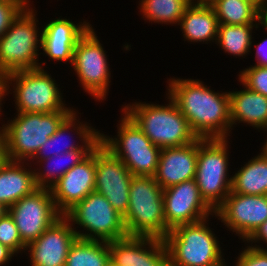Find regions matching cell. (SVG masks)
I'll list each match as a JSON object with an SVG mask.
<instances>
[{
  "instance_id": "6da1fadb",
  "label": "cell",
  "mask_w": 267,
  "mask_h": 266,
  "mask_svg": "<svg viewBox=\"0 0 267 266\" xmlns=\"http://www.w3.org/2000/svg\"><path fill=\"white\" fill-rule=\"evenodd\" d=\"M167 95L198 138H228L232 130L229 92H215L199 79L171 78Z\"/></svg>"
},
{
  "instance_id": "7a4b0ae2",
  "label": "cell",
  "mask_w": 267,
  "mask_h": 266,
  "mask_svg": "<svg viewBox=\"0 0 267 266\" xmlns=\"http://www.w3.org/2000/svg\"><path fill=\"white\" fill-rule=\"evenodd\" d=\"M168 104L146 102L124 104L121 108L160 149L181 147L198 139L176 103L167 95Z\"/></svg>"
},
{
  "instance_id": "3957f363",
  "label": "cell",
  "mask_w": 267,
  "mask_h": 266,
  "mask_svg": "<svg viewBox=\"0 0 267 266\" xmlns=\"http://www.w3.org/2000/svg\"><path fill=\"white\" fill-rule=\"evenodd\" d=\"M31 6L29 3L0 37V75L43 68L39 63L42 30L37 26V11Z\"/></svg>"
},
{
  "instance_id": "277c9868",
  "label": "cell",
  "mask_w": 267,
  "mask_h": 266,
  "mask_svg": "<svg viewBox=\"0 0 267 266\" xmlns=\"http://www.w3.org/2000/svg\"><path fill=\"white\" fill-rule=\"evenodd\" d=\"M124 224L128 236L164 239L170 231L165 222L163 189L154 176H133Z\"/></svg>"
},
{
  "instance_id": "5b68a950",
  "label": "cell",
  "mask_w": 267,
  "mask_h": 266,
  "mask_svg": "<svg viewBox=\"0 0 267 266\" xmlns=\"http://www.w3.org/2000/svg\"><path fill=\"white\" fill-rule=\"evenodd\" d=\"M72 112H17L15 119H9L0 127L7 141L10 161L29 162Z\"/></svg>"
},
{
  "instance_id": "8992f818",
  "label": "cell",
  "mask_w": 267,
  "mask_h": 266,
  "mask_svg": "<svg viewBox=\"0 0 267 266\" xmlns=\"http://www.w3.org/2000/svg\"><path fill=\"white\" fill-rule=\"evenodd\" d=\"M209 219L180 225L168 232L163 240L169 266H207L224 258L220 241L209 227Z\"/></svg>"
},
{
  "instance_id": "52a82bcc",
  "label": "cell",
  "mask_w": 267,
  "mask_h": 266,
  "mask_svg": "<svg viewBox=\"0 0 267 266\" xmlns=\"http://www.w3.org/2000/svg\"><path fill=\"white\" fill-rule=\"evenodd\" d=\"M47 72L44 68L38 67L5 76L7 95L14 90L16 112L48 113L75 110L73 107H66L58 83Z\"/></svg>"
},
{
  "instance_id": "ba28073f",
  "label": "cell",
  "mask_w": 267,
  "mask_h": 266,
  "mask_svg": "<svg viewBox=\"0 0 267 266\" xmlns=\"http://www.w3.org/2000/svg\"><path fill=\"white\" fill-rule=\"evenodd\" d=\"M228 139L199 138L195 181L201 197L214 211L231 192Z\"/></svg>"
},
{
  "instance_id": "9c48e42d",
  "label": "cell",
  "mask_w": 267,
  "mask_h": 266,
  "mask_svg": "<svg viewBox=\"0 0 267 266\" xmlns=\"http://www.w3.org/2000/svg\"><path fill=\"white\" fill-rule=\"evenodd\" d=\"M114 138L100 133V142L108 148L133 176H154L161 149L154 145L137 124L122 111Z\"/></svg>"
},
{
  "instance_id": "30bf717a",
  "label": "cell",
  "mask_w": 267,
  "mask_h": 266,
  "mask_svg": "<svg viewBox=\"0 0 267 266\" xmlns=\"http://www.w3.org/2000/svg\"><path fill=\"white\" fill-rule=\"evenodd\" d=\"M64 216L80 239L110 242L128 236L123 216L97 191L89 193ZM76 224L82 231H77Z\"/></svg>"
},
{
  "instance_id": "8fae6325",
  "label": "cell",
  "mask_w": 267,
  "mask_h": 266,
  "mask_svg": "<svg viewBox=\"0 0 267 266\" xmlns=\"http://www.w3.org/2000/svg\"><path fill=\"white\" fill-rule=\"evenodd\" d=\"M102 45L91 26L77 42L71 65L83 90L99 102L107 99L111 82L110 64Z\"/></svg>"
},
{
  "instance_id": "7c38bea8",
  "label": "cell",
  "mask_w": 267,
  "mask_h": 266,
  "mask_svg": "<svg viewBox=\"0 0 267 266\" xmlns=\"http://www.w3.org/2000/svg\"><path fill=\"white\" fill-rule=\"evenodd\" d=\"M8 213L26 246L62 216L48 188H38L30 195L24 196L8 208Z\"/></svg>"
},
{
  "instance_id": "4fadbf2b",
  "label": "cell",
  "mask_w": 267,
  "mask_h": 266,
  "mask_svg": "<svg viewBox=\"0 0 267 266\" xmlns=\"http://www.w3.org/2000/svg\"><path fill=\"white\" fill-rule=\"evenodd\" d=\"M214 215L229 231L246 242L267 220V195L230 192Z\"/></svg>"
},
{
  "instance_id": "5bb4252c",
  "label": "cell",
  "mask_w": 267,
  "mask_h": 266,
  "mask_svg": "<svg viewBox=\"0 0 267 266\" xmlns=\"http://www.w3.org/2000/svg\"><path fill=\"white\" fill-rule=\"evenodd\" d=\"M95 157V191L103 195L124 217L129 206L130 183L133 175L124 163L101 142L95 147Z\"/></svg>"
},
{
  "instance_id": "9a60e30c",
  "label": "cell",
  "mask_w": 267,
  "mask_h": 266,
  "mask_svg": "<svg viewBox=\"0 0 267 266\" xmlns=\"http://www.w3.org/2000/svg\"><path fill=\"white\" fill-rule=\"evenodd\" d=\"M163 207L169 230L202 221L215 214L201 197L195 179L163 189Z\"/></svg>"
},
{
  "instance_id": "2e32d148",
  "label": "cell",
  "mask_w": 267,
  "mask_h": 266,
  "mask_svg": "<svg viewBox=\"0 0 267 266\" xmlns=\"http://www.w3.org/2000/svg\"><path fill=\"white\" fill-rule=\"evenodd\" d=\"M76 238L70 221L62 215L26 246L31 266H65L69 248Z\"/></svg>"
},
{
  "instance_id": "e0dca14e",
  "label": "cell",
  "mask_w": 267,
  "mask_h": 266,
  "mask_svg": "<svg viewBox=\"0 0 267 266\" xmlns=\"http://www.w3.org/2000/svg\"><path fill=\"white\" fill-rule=\"evenodd\" d=\"M110 259L117 266H169L163 239L126 236L109 242Z\"/></svg>"
},
{
  "instance_id": "ac0fdd59",
  "label": "cell",
  "mask_w": 267,
  "mask_h": 266,
  "mask_svg": "<svg viewBox=\"0 0 267 266\" xmlns=\"http://www.w3.org/2000/svg\"><path fill=\"white\" fill-rule=\"evenodd\" d=\"M95 174L94 148L84 160L73 166L50 188L55 206L62 215L95 191Z\"/></svg>"
},
{
  "instance_id": "d6986e66",
  "label": "cell",
  "mask_w": 267,
  "mask_h": 266,
  "mask_svg": "<svg viewBox=\"0 0 267 266\" xmlns=\"http://www.w3.org/2000/svg\"><path fill=\"white\" fill-rule=\"evenodd\" d=\"M50 20L41 35V48L45 56L57 62H68L72 65L74 49L79 39L92 26L90 22L74 23L67 18Z\"/></svg>"
},
{
  "instance_id": "ffe728a7",
  "label": "cell",
  "mask_w": 267,
  "mask_h": 266,
  "mask_svg": "<svg viewBox=\"0 0 267 266\" xmlns=\"http://www.w3.org/2000/svg\"><path fill=\"white\" fill-rule=\"evenodd\" d=\"M79 113H77L75 110L61 123L57 131L48 138V140L41 146V148L37 151L36 155L30 160L33 161V164L38 165V162L42 159H47L49 157H52L56 154H60L63 152H68L72 150H93L96 145L100 142V130L93 128L91 124L88 122H80L79 116H77ZM78 118V119H77ZM90 125V126H89ZM72 133V135L76 138H79V141H75L72 143L70 140H67L69 138V134ZM69 136H68V135ZM64 137V138H63ZM68 137V138H66ZM72 137V136H70ZM64 140V141H62ZM72 140V139H71ZM62 141V146L64 148L59 147V143ZM66 143L64 144V142ZM68 141L70 143H68ZM77 142V143H75ZM75 143V144H74ZM79 143V144H78ZM81 143V144H80ZM55 149V150H54ZM39 159V160H38ZM34 160L36 162H34Z\"/></svg>"
},
{
  "instance_id": "44dd1931",
  "label": "cell",
  "mask_w": 267,
  "mask_h": 266,
  "mask_svg": "<svg viewBox=\"0 0 267 266\" xmlns=\"http://www.w3.org/2000/svg\"><path fill=\"white\" fill-rule=\"evenodd\" d=\"M199 138L185 146L161 149L154 178L162 189L195 179Z\"/></svg>"
},
{
  "instance_id": "7402d4cb",
  "label": "cell",
  "mask_w": 267,
  "mask_h": 266,
  "mask_svg": "<svg viewBox=\"0 0 267 266\" xmlns=\"http://www.w3.org/2000/svg\"><path fill=\"white\" fill-rule=\"evenodd\" d=\"M243 88L229 91L232 129L237 123H246L258 131H267V97L244 85Z\"/></svg>"
},
{
  "instance_id": "603a6c76",
  "label": "cell",
  "mask_w": 267,
  "mask_h": 266,
  "mask_svg": "<svg viewBox=\"0 0 267 266\" xmlns=\"http://www.w3.org/2000/svg\"><path fill=\"white\" fill-rule=\"evenodd\" d=\"M28 164V162L9 161L0 170V203L7 208L38 189L35 170L31 167L32 164Z\"/></svg>"
},
{
  "instance_id": "cb8c5ba5",
  "label": "cell",
  "mask_w": 267,
  "mask_h": 266,
  "mask_svg": "<svg viewBox=\"0 0 267 266\" xmlns=\"http://www.w3.org/2000/svg\"><path fill=\"white\" fill-rule=\"evenodd\" d=\"M179 26L187 42L208 44L217 40L219 21L211 5L191 3Z\"/></svg>"
},
{
  "instance_id": "d4e9b609",
  "label": "cell",
  "mask_w": 267,
  "mask_h": 266,
  "mask_svg": "<svg viewBox=\"0 0 267 266\" xmlns=\"http://www.w3.org/2000/svg\"><path fill=\"white\" fill-rule=\"evenodd\" d=\"M232 175L231 192L267 195V157L263 152L245 162V165Z\"/></svg>"
},
{
  "instance_id": "484cf974",
  "label": "cell",
  "mask_w": 267,
  "mask_h": 266,
  "mask_svg": "<svg viewBox=\"0 0 267 266\" xmlns=\"http://www.w3.org/2000/svg\"><path fill=\"white\" fill-rule=\"evenodd\" d=\"M91 152L92 150H72L40 160L38 162L40 166L38 167L37 165V169L34 168L37 187L50 189L67 171L79 164ZM62 161H66L64 162L65 164ZM49 164L52 165L49 166ZM41 165L43 167H41ZM44 165H46V167Z\"/></svg>"
},
{
  "instance_id": "4316f807",
  "label": "cell",
  "mask_w": 267,
  "mask_h": 266,
  "mask_svg": "<svg viewBox=\"0 0 267 266\" xmlns=\"http://www.w3.org/2000/svg\"><path fill=\"white\" fill-rule=\"evenodd\" d=\"M211 6L219 24H261V9L249 0H215Z\"/></svg>"
},
{
  "instance_id": "83f0119b",
  "label": "cell",
  "mask_w": 267,
  "mask_h": 266,
  "mask_svg": "<svg viewBox=\"0 0 267 266\" xmlns=\"http://www.w3.org/2000/svg\"><path fill=\"white\" fill-rule=\"evenodd\" d=\"M260 24H244V25H227L219 24L216 43L225 53L238 57H245L251 53L252 31L254 27H261Z\"/></svg>"
},
{
  "instance_id": "f1b7e54d",
  "label": "cell",
  "mask_w": 267,
  "mask_h": 266,
  "mask_svg": "<svg viewBox=\"0 0 267 266\" xmlns=\"http://www.w3.org/2000/svg\"><path fill=\"white\" fill-rule=\"evenodd\" d=\"M109 259V242L76 238L69 248L65 266H104Z\"/></svg>"
},
{
  "instance_id": "f546056e",
  "label": "cell",
  "mask_w": 267,
  "mask_h": 266,
  "mask_svg": "<svg viewBox=\"0 0 267 266\" xmlns=\"http://www.w3.org/2000/svg\"><path fill=\"white\" fill-rule=\"evenodd\" d=\"M191 5V0H140L139 12L151 23L177 24Z\"/></svg>"
},
{
  "instance_id": "4dcf8cb0",
  "label": "cell",
  "mask_w": 267,
  "mask_h": 266,
  "mask_svg": "<svg viewBox=\"0 0 267 266\" xmlns=\"http://www.w3.org/2000/svg\"><path fill=\"white\" fill-rule=\"evenodd\" d=\"M0 243L15 255L26 250V245L22 242L18 228L9 213L0 218Z\"/></svg>"
},
{
  "instance_id": "1f68e13d",
  "label": "cell",
  "mask_w": 267,
  "mask_h": 266,
  "mask_svg": "<svg viewBox=\"0 0 267 266\" xmlns=\"http://www.w3.org/2000/svg\"><path fill=\"white\" fill-rule=\"evenodd\" d=\"M239 73L241 85L267 97V67L251 65Z\"/></svg>"
},
{
  "instance_id": "d6a6232c",
  "label": "cell",
  "mask_w": 267,
  "mask_h": 266,
  "mask_svg": "<svg viewBox=\"0 0 267 266\" xmlns=\"http://www.w3.org/2000/svg\"><path fill=\"white\" fill-rule=\"evenodd\" d=\"M29 2L31 3L30 0H0V37Z\"/></svg>"
},
{
  "instance_id": "836d02e7",
  "label": "cell",
  "mask_w": 267,
  "mask_h": 266,
  "mask_svg": "<svg viewBox=\"0 0 267 266\" xmlns=\"http://www.w3.org/2000/svg\"><path fill=\"white\" fill-rule=\"evenodd\" d=\"M238 255L235 266H267V250L247 244Z\"/></svg>"
},
{
  "instance_id": "e575fe53",
  "label": "cell",
  "mask_w": 267,
  "mask_h": 266,
  "mask_svg": "<svg viewBox=\"0 0 267 266\" xmlns=\"http://www.w3.org/2000/svg\"><path fill=\"white\" fill-rule=\"evenodd\" d=\"M246 243L252 247L267 250V220L256 230V232L245 242V244ZM253 243H255V245ZM256 243H266V248H264L263 245H257Z\"/></svg>"
},
{
  "instance_id": "d590c367",
  "label": "cell",
  "mask_w": 267,
  "mask_h": 266,
  "mask_svg": "<svg viewBox=\"0 0 267 266\" xmlns=\"http://www.w3.org/2000/svg\"><path fill=\"white\" fill-rule=\"evenodd\" d=\"M267 31V29H266ZM267 38L263 39L262 42L256 45L255 59L256 63L254 66L267 67Z\"/></svg>"
},
{
  "instance_id": "8d00e7d4",
  "label": "cell",
  "mask_w": 267,
  "mask_h": 266,
  "mask_svg": "<svg viewBox=\"0 0 267 266\" xmlns=\"http://www.w3.org/2000/svg\"><path fill=\"white\" fill-rule=\"evenodd\" d=\"M10 161L6 138L0 128V170Z\"/></svg>"
},
{
  "instance_id": "74e56055",
  "label": "cell",
  "mask_w": 267,
  "mask_h": 266,
  "mask_svg": "<svg viewBox=\"0 0 267 266\" xmlns=\"http://www.w3.org/2000/svg\"><path fill=\"white\" fill-rule=\"evenodd\" d=\"M14 256L15 254L9 248L0 243V266L12 261L11 259Z\"/></svg>"
},
{
  "instance_id": "f35d334b",
  "label": "cell",
  "mask_w": 267,
  "mask_h": 266,
  "mask_svg": "<svg viewBox=\"0 0 267 266\" xmlns=\"http://www.w3.org/2000/svg\"><path fill=\"white\" fill-rule=\"evenodd\" d=\"M7 86H6V80H5V76L0 75V117H1V111L3 106L2 101L6 98L7 95ZM1 119V118H0Z\"/></svg>"
},
{
  "instance_id": "ab89813d",
  "label": "cell",
  "mask_w": 267,
  "mask_h": 266,
  "mask_svg": "<svg viewBox=\"0 0 267 266\" xmlns=\"http://www.w3.org/2000/svg\"><path fill=\"white\" fill-rule=\"evenodd\" d=\"M261 26L262 28L267 29V3L261 9Z\"/></svg>"
},
{
  "instance_id": "60d3db41",
  "label": "cell",
  "mask_w": 267,
  "mask_h": 266,
  "mask_svg": "<svg viewBox=\"0 0 267 266\" xmlns=\"http://www.w3.org/2000/svg\"><path fill=\"white\" fill-rule=\"evenodd\" d=\"M215 0H191L192 4H205L211 5Z\"/></svg>"
},
{
  "instance_id": "b9f144b4",
  "label": "cell",
  "mask_w": 267,
  "mask_h": 266,
  "mask_svg": "<svg viewBox=\"0 0 267 266\" xmlns=\"http://www.w3.org/2000/svg\"><path fill=\"white\" fill-rule=\"evenodd\" d=\"M249 1L256 4L260 9H262L267 3V0H249Z\"/></svg>"
},
{
  "instance_id": "7bdbcfd3",
  "label": "cell",
  "mask_w": 267,
  "mask_h": 266,
  "mask_svg": "<svg viewBox=\"0 0 267 266\" xmlns=\"http://www.w3.org/2000/svg\"><path fill=\"white\" fill-rule=\"evenodd\" d=\"M7 213H8V208L2 203H0V218L3 217Z\"/></svg>"
},
{
  "instance_id": "ee69618b",
  "label": "cell",
  "mask_w": 267,
  "mask_h": 266,
  "mask_svg": "<svg viewBox=\"0 0 267 266\" xmlns=\"http://www.w3.org/2000/svg\"><path fill=\"white\" fill-rule=\"evenodd\" d=\"M207 266H228V265L225 264V259L222 258L218 262L210 264V265H207Z\"/></svg>"
},
{
  "instance_id": "f6af8a7d",
  "label": "cell",
  "mask_w": 267,
  "mask_h": 266,
  "mask_svg": "<svg viewBox=\"0 0 267 266\" xmlns=\"http://www.w3.org/2000/svg\"><path fill=\"white\" fill-rule=\"evenodd\" d=\"M267 133V131H265ZM260 152H263V154L267 157V139L264 142L263 148H261Z\"/></svg>"
},
{
  "instance_id": "bcb514c9",
  "label": "cell",
  "mask_w": 267,
  "mask_h": 266,
  "mask_svg": "<svg viewBox=\"0 0 267 266\" xmlns=\"http://www.w3.org/2000/svg\"><path fill=\"white\" fill-rule=\"evenodd\" d=\"M104 266H117V265L111 259H109Z\"/></svg>"
}]
</instances>
